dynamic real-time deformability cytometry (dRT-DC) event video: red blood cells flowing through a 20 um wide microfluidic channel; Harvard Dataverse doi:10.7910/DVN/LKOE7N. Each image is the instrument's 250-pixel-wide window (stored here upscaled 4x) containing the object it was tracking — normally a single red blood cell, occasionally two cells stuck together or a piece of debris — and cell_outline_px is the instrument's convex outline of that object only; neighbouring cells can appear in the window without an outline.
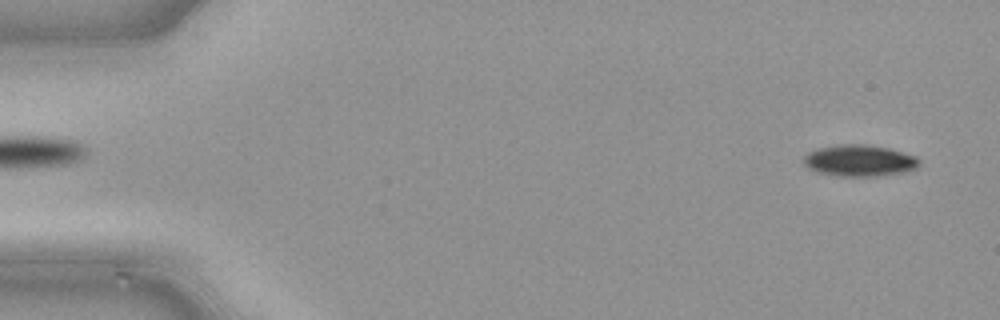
{"species": "common noctule bat (a hibernating species)", "species_latin": "Nyctalus noctula", "temperature_condition": "cold", "stored_images_in_passage": 47, "camera_frame_rate_fps": 3000, "um_per_image_px": 0.085, "animal": {"sex": "male", "body_mass_g": 21.5, "forearm_length_mm": 52.0}, "frame": {"image": 1, "passage_image": 2, "time_ms": 0.333, "image_size_px": [1000, 320], "cell_outline_px": [[920, 164], [916, 168], [900, 172], [872, 176], [840, 176], [816, 172], [808, 168], [804, 164], [804, 156], [808, 152], [820, 148], [840, 144], [864, 144], [888, 148], [916, 156], [920, 160]], "centroid_in_image_um": [73.03, 13.64], "position_along_channel_um": 12.0, "area_um2": 20.98}}
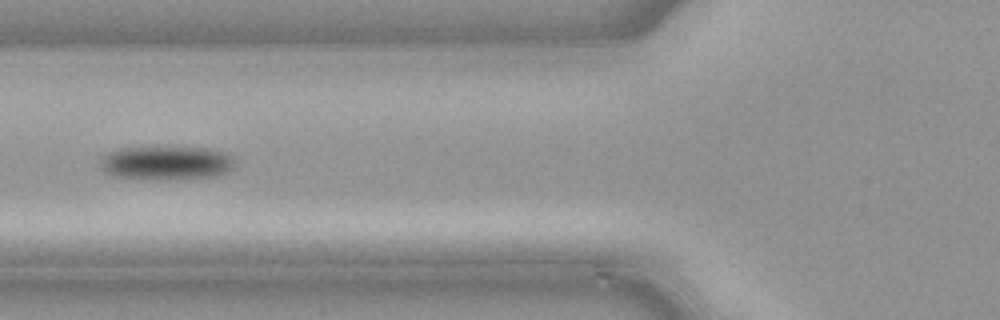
{"frame": {"image": 2, "passage_image": 18, "time_ms": 5.667, "image_size_px": [1000, 320], "cell_outline_px": [[236, 160], [232, 168], [224, 172], [212, 176], [176, 180], [156, 180], [112, 176], [104, 172], [100, 168], [100, 156], [116, 148], [156, 144], [160, 144], [208, 148], [224, 152], [232, 156]], "centroid_in_image_um": [14.05, 13.79], "position_along_channel_um": 111.7, "area_um2": 28.15}}
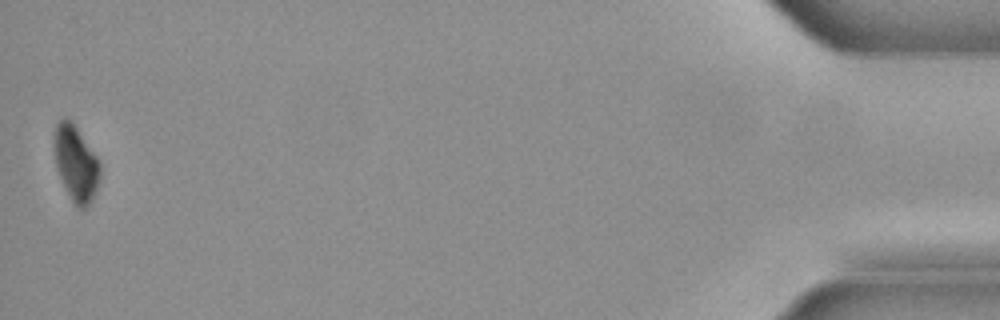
{"frame": {"image": 3, "passage_image": 47, "time_ms": 15.333, "image_size_px": [1000, 320], "cell_outline_px": [[100, 180], [96, 192], [88, 204], [84, 208], [76, 208], [60, 176], [56, 164], [52, 144], [52, 136], [56, 124], [60, 116], [64, 116], [72, 120], [100, 160]], "centroid_in_image_um": [6.44, 13.79], "position_along_channel_um": 428.8, "area_um2": 20.63}}